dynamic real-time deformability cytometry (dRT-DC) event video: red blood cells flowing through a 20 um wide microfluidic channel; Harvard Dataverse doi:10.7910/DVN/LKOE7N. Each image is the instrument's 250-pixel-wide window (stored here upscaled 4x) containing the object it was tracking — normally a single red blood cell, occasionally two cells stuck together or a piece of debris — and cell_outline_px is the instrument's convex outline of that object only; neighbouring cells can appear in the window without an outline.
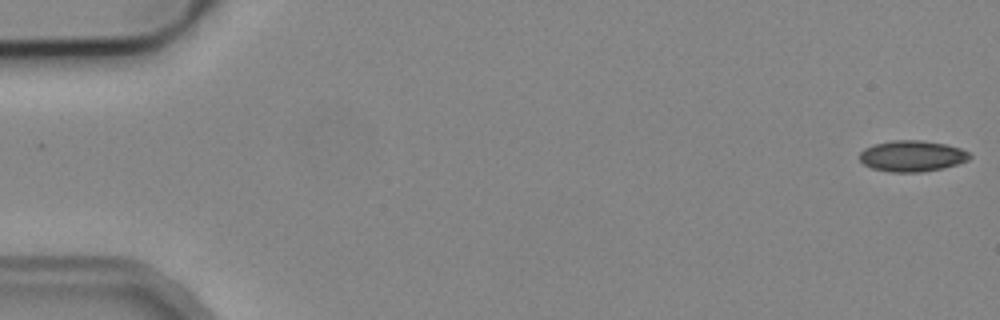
{"species": "common noctule bat (a hibernating species)", "species_latin": "Nyctalus noctula", "temperature_condition": "cold", "stored_images_in_passage": 6, "camera_frame_rate_fps": 3000, "um_per_image_px": 0.085, "animal": {"sex": "male", "body_mass_g": 19.2, "forearm_length_mm": 51.8}, "frame": {"image": 1, "passage_image": 1, "time_ms": 0.0, "image_size_px": [1000, 320], "cell_outline_px": [[972, 156], [968, 160], [944, 168], [920, 172], [888, 172], [872, 168], [864, 164], [860, 160], [860, 152], [864, 148], [876, 144], [892, 140], [920, 140], [944, 144], [960, 148], [968, 152]], "centroid_in_image_um": [77.52, 13.27], "position_along_channel_um": 7.5, "area_um2": 19.83}}
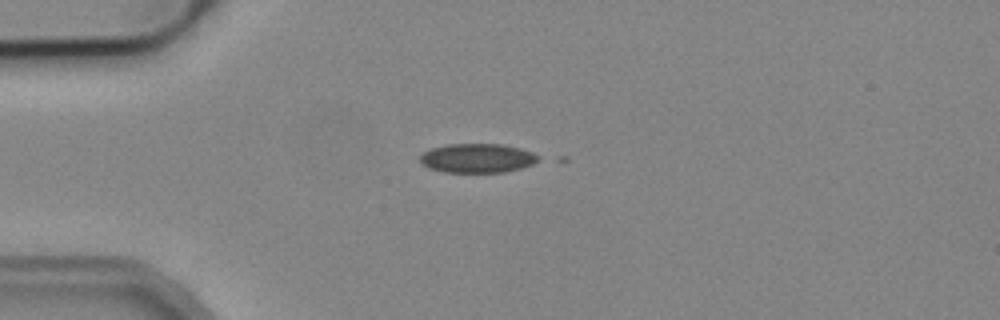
{"frame": {"image": 2, "passage_image": 4, "time_ms": 4.333, "image_size_px": [1000, 320], "cell_outline_px": [[540, 160], [532, 164], [520, 168], [504, 172], [444, 172], [428, 168], [420, 164], [420, 156], [424, 152], [432, 148], [448, 144], [504, 144], [520, 148], [532, 152], [540, 156]], "centroid_in_image_um": [40.57, 13.44], "position_along_channel_um": 44.4, "area_um2": 20.17}}